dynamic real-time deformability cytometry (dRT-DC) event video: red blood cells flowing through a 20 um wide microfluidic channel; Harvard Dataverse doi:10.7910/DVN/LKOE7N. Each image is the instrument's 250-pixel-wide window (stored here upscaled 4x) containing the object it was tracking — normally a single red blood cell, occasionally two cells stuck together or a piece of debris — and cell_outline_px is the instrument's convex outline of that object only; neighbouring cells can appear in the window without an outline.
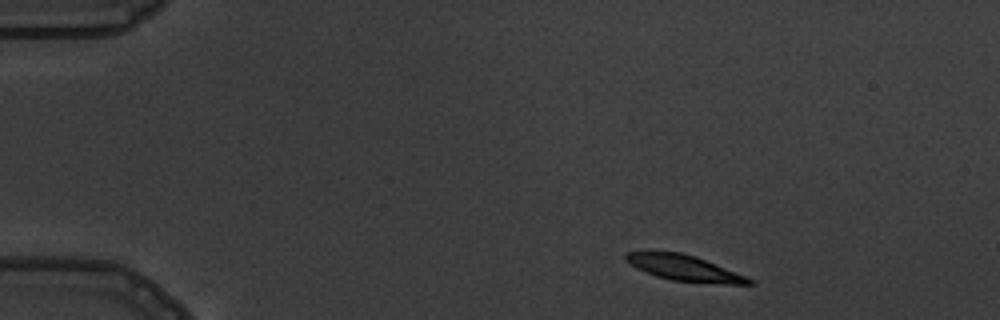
{"species": "common noctule bat (a hibernating species)", "species_latin": "Nyctalus noctula", "temperature_condition": "warm", "stored_images_in_passage": 4, "camera_frame_rate_fps": 3000, "um_per_image_px": 0.085, "animal": {"sex": "male", "body_mass_g": 19.5, "forearm_length_mm": 54.6}, "frame": {"image": 1, "passage_image": 1, "time_ms": 0.0, "image_size_px": [1000, 320], "cell_outline_px": [[756, 284], [724, 284], [672, 280], [656, 276], [632, 264], [624, 256], [624, 252], [680, 252], [696, 256], [744, 276], [752, 280]], "centroid_in_image_um": [58.2, 22.78], "position_along_channel_um": 26.8, "area_um2": 17.8}}
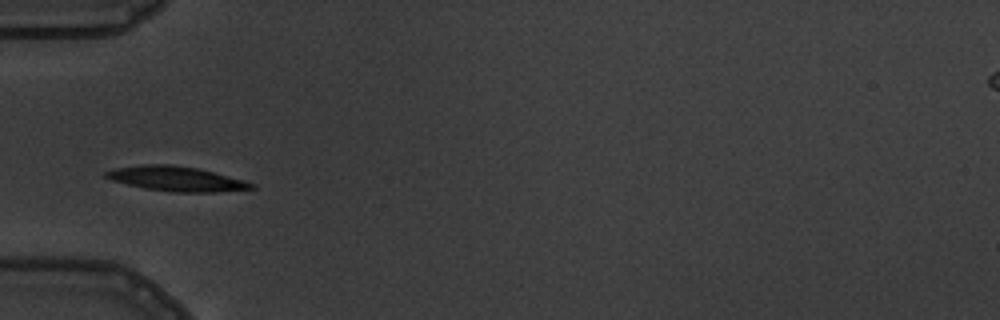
{"frame": {"image": 2, "passage_image": 4, "time_ms": 3.333, "image_size_px": [1000, 320], "cell_outline_px": [[256, 188], [216, 192], [176, 192], [144, 188], [112, 180], [104, 176], [104, 172], [116, 168], [144, 164], [172, 164], [196, 168], [244, 180], [256, 184]], "centroid_in_image_um": [15.0, 15.19], "position_along_channel_um": 70.0, "area_um2": 20.75}}